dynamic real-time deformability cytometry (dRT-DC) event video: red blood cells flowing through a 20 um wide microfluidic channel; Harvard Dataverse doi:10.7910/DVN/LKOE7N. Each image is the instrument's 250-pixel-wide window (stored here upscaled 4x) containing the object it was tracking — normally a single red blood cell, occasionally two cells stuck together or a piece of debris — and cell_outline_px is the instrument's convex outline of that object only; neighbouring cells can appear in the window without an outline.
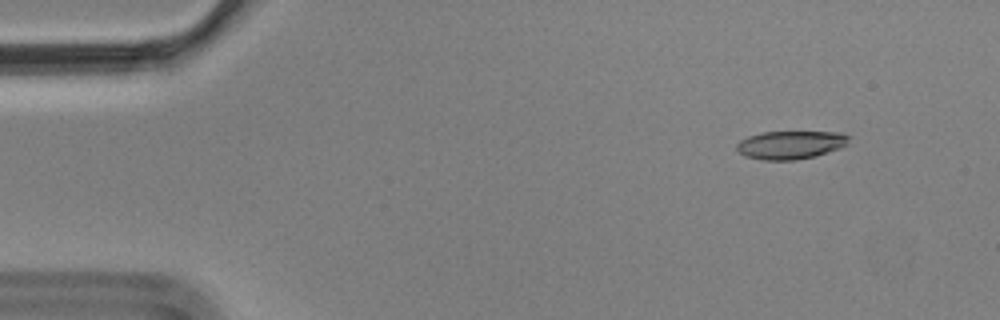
{"species": "Egyptian fruit bat (a non-hibernating species)", "species_latin": "Rousettus aegyptiacus", "temperature_condition": "cold", "stored_images_in_passage": 5, "camera_frame_rate_fps": 3000, "um_per_image_px": 0.085, "animal": {"sex": "male"}, "frame": {"image": 1, "passage_image": 2, "time_ms": 0.333, "image_size_px": [1000, 320], "cell_outline_px": [[852, 136], [848, 144], [840, 148], [816, 156], [796, 160], [760, 160], [744, 156], [736, 148], [736, 144], [740, 140], [748, 136], [764, 132], [844, 132]], "centroid_in_image_um": [67.24, 12.31], "position_along_channel_um": 17.8, "area_um2": 18.73}}